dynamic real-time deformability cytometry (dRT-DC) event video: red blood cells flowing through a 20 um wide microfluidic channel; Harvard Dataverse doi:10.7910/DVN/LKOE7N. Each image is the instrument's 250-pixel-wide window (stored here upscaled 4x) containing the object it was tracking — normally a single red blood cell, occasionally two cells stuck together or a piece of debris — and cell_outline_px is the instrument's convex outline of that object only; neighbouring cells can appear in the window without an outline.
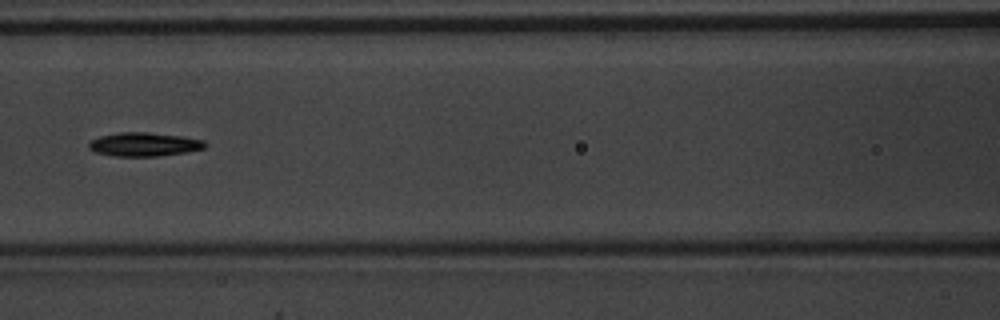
{"species": "common noctule bat (a hibernating species)", "species_latin": "Nyctalus noctula", "temperature_condition": "warm", "stored_images_in_passage": 8, "camera_frame_rate_fps": 3000, "um_per_image_px": 0.085, "animal": {"sex": "male", "body_mass_g": 20.1, "forearm_length_mm": 53.5}, "frame": {"image": 1, "passage_image": 8, "time_ms": 2.333, "image_size_px": [1000, 320], "cell_outline_px": [[208, 144], [204, 148], [188, 152], [156, 156], [112, 156], [96, 152], [88, 148], [88, 144], [92, 140], [100, 136], [120, 132], [148, 132], [184, 136], [204, 140]], "centroid_in_image_um": [12.28, 12.27], "position_along_channel_um": 154.3, "area_um2": 16.18}}